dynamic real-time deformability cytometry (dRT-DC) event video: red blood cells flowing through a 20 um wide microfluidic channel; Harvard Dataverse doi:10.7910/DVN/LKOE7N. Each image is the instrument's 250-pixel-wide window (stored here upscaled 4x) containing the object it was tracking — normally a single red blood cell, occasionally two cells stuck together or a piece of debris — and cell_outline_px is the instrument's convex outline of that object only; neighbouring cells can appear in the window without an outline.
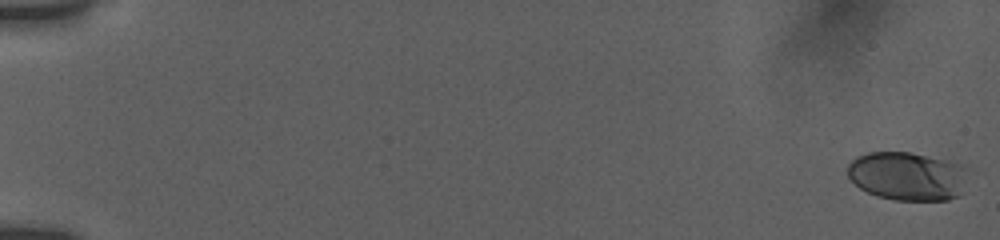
{"species": "human", "species_latin": "Homo sapiens", "temperature_condition": "room temperature", "stored_images_in_passage": 34, "camera_frame_rate_fps": 3000, "um_per_image_px": 0.085, "donor": {"sex": "female"}, "frame": {"image": 1, "passage_image": 1, "time_ms": 0.0, "image_size_px": [1000, 240], "cell_outline_px": [[968, 168], [960, 196], [948, 200], [896, 200], [876, 196], [860, 188], [848, 176], [848, 164], [856, 156], [868, 152], [908, 152], [964, 164]], "centroid_in_image_um": [77.14, 14.97], "position_along_channel_um": 7.9, "area_um2": 34.16}}
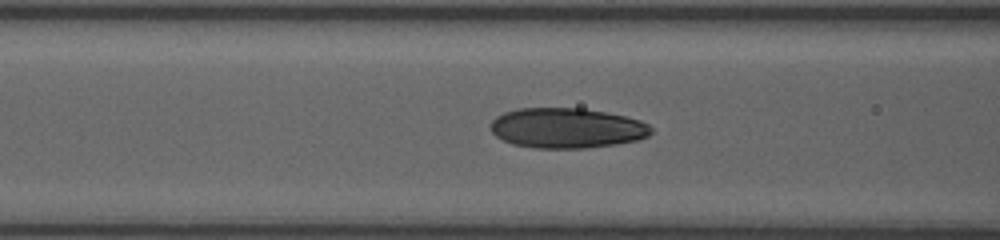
{"frame": {"image": 2, "passage_image": 27, "time_ms": 8.0, "image_size_px": [1000, 240], "cell_outline_px": [[652, 132], [648, 136], [636, 140], [616, 144], [584, 148], [536, 148], [512, 144], [496, 136], [492, 132], [492, 120], [496, 116], [504, 112], [520, 108], [580, 108], [604, 112], [624, 116], [640, 120], [648, 124], [652, 128]], "centroid_in_image_um": [48.18, 10.88], "position_along_channel_um": 118.4, "area_um2": 37.4}}
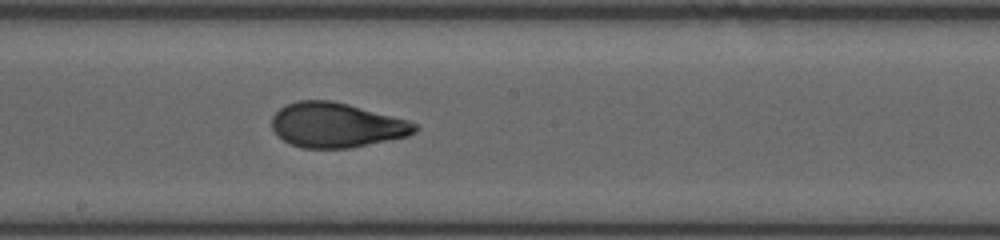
{"frame": {"image": 3, "passage_image": 34, "time_ms": 10.667, "image_size_px": [1000, 240], "cell_outline_px": [[420, 128], [416, 132], [408, 136], [348, 148], [304, 148], [292, 144], [284, 140], [272, 128], [272, 116], [280, 108], [288, 104], [300, 100], [332, 100], [348, 104], [408, 120], [416, 124]], "centroid_in_image_um": [28.61, 10.63], "position_along_channel_um": 219.6, "area_um2": 36.99}}